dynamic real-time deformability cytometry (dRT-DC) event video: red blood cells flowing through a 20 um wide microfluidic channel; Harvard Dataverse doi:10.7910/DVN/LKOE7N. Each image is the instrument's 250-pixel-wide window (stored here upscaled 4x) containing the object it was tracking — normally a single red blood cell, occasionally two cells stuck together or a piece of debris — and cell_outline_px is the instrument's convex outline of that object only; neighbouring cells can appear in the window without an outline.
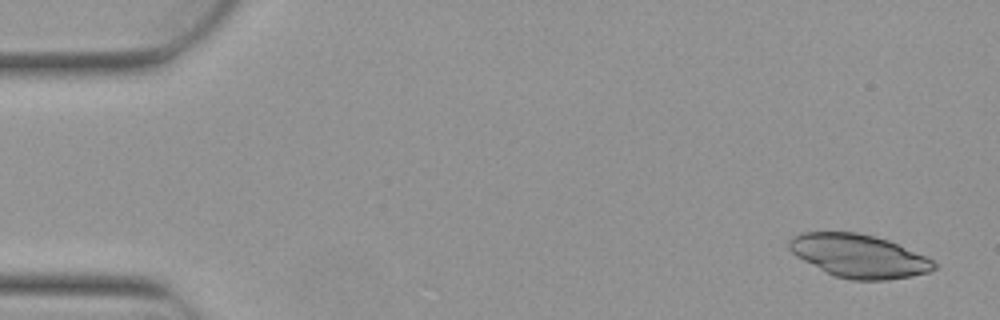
{"species": "Egyptian fruit bat (a non-hibernating species)", "species_latin": "Rousettus aegyptiacus", "temperature_condition": "warm", "stored_images_in_passage": 4, "camera_frame_rate_fps": 3000, "um_per_image_px": 0.085, "animal": {"sex": "female"}, "frame": {"image": 1, "passage_image": 1, "time_ms": 0.0, "image_size_px": [1000, 320], "cell_outline_px": [[936, 268], [928, 272], [912, 276], [888, 280], [852, 280], [836, 276], [796, 256], [788, 248], [788, 240], [792, 236], [800, 232], [856, 232], [876, 236], [888, 240], [924, 256], [932, 260], [936, 264]], "centroid_in_image_um": [72.98, 21.74], "position_along_channel_um": 12.0, "area_um2": 36.18}}